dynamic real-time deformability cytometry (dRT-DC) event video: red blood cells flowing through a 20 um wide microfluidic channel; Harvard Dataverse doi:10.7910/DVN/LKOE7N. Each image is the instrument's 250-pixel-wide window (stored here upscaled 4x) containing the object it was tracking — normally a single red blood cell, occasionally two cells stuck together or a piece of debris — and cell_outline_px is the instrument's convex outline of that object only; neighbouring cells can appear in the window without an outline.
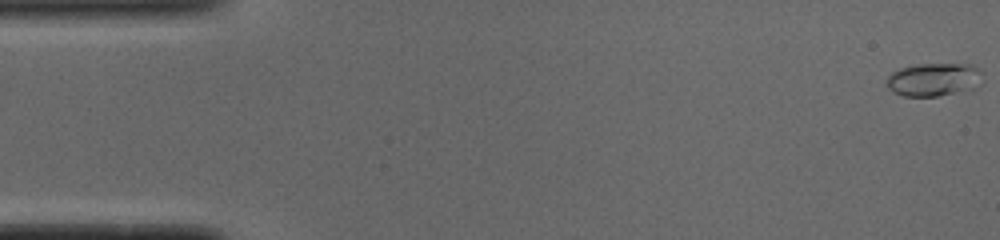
{"species": "common noctule bat (a hibernating species)", "species_latin": "Nyctalus noctula", "temperature_condition": "cold", "stored_images_in_passage": 52, "camera_frame_rate_fps": 3000, "um_per_image_px": 0.085, "animal": {"sex": "male", "body_mass_g": 19.0, "forearm_length_mm": 50.8}, "frame": {"image": 1, "passage_image": 1, "time_ms": 0.0, "image_size_px": [1000, 240], "cell_outline_px": [[984, 80], [972, 88], [936, 96], [904, 96], [892, 92], [884, 84], [888, 76], [892, 72], [900, 68], [916, 64], [972, 64], [980, 72]], "centroid_in_image_um": [79.31, 6.75], "position_along_channel_um": 5.7, "area_um2": 18.5}}
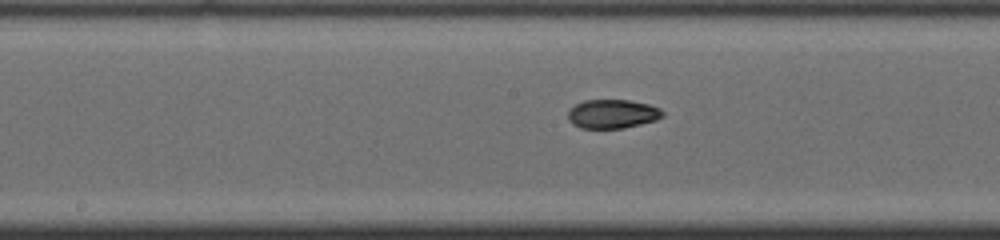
{"frame": {"image": 2, "passage_image": 26, "time_ms": 8.333, "image_size_px": [1000, 240], "cell_outline_px": [[664, 116], [656, 120], [624, 128], [580, 128], [572, 124], [568, 120], [568, 112], [576, 104], [584, 100], [628, 100], [648, 104], [660, 108], [664, 112]], "centroid_in_image_um": [52.06, 9.68], "position_along_channel_um": 196.1, "area_um2": 15.95}}
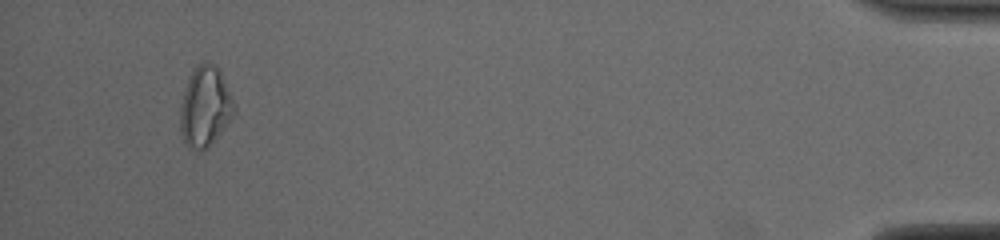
{"frame": {"image": 3, "passage_image": 49, "time_ms": 16.0, "image_size_px": [1000, 240], "cell_outline_px": [[236, 112], [208, 148], [188, 148], [184, 144], [180, 132], [180, 104], [188, 80], [192, 72], [204, 60], [208, 60], [216, 64], [220, 72], [236, 108]], "centroid_in_image_um": [17.42, 9.07], "position_along_channel_um": 417.8, "area_um2": 24.97}, "authors_computed_cell_mechanics": {"area_um2": 16.4441, "velocity_mm_per_s": 3.8922, "shape_relaxation_time_tau1_ms": null, "shape_relaxation_time_tau2_ms": 2.1761, "deformation_change_tau1": null, "deformation_change_tau2": 0.0649}}